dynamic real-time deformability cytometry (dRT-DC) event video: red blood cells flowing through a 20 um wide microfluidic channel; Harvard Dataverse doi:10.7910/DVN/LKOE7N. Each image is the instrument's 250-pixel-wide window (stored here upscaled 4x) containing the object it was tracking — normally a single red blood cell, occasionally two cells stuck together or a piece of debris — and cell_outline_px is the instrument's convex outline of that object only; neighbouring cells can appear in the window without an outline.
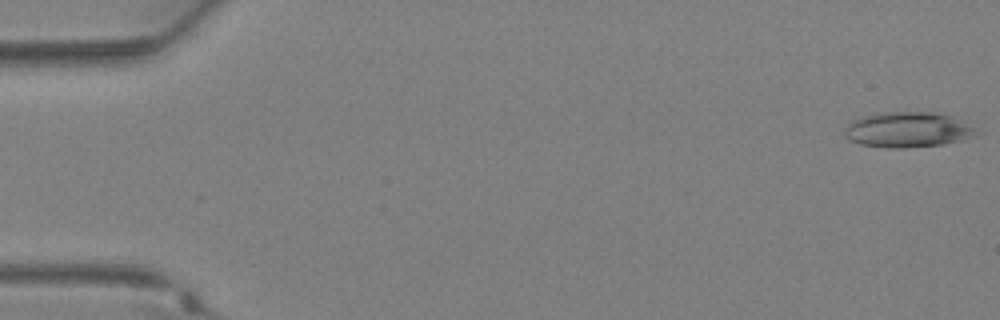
{"species": "Egyptian fruit bat (a non-hibernating species)", "species_latin": "Rousettus aegyptiacus", "temperature_condition": "warm", "stored_images_in_passage": 33, "camera_frame_rate_fps": 3000, "um_per_image_px": 0.085, "animal": {"sex": "female"}, "frame": {"image": 1, "passage_image": 1, "time_ms": 0.0, "image_size_px": [1000, 320], "cell_outline_px": [[984, 132], [960, 140], [944, 144], [904, 148], [888, 148], [860, 144], [848, 140], [844, 136], [844, 128], [852, 120], [864, 116], [880, 112], [936, 112], [952, 116], [964, 120]], "centroid_in_image_um": [77.2, 11.02], "position_along_channel_um": 7.8, "area_um2": 27.63}}
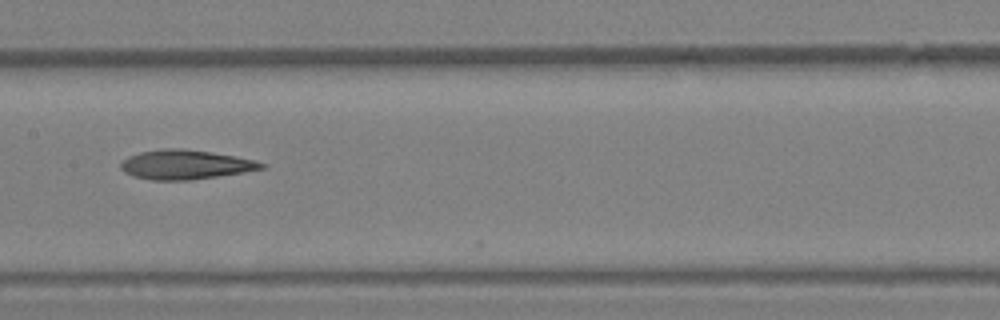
{"frame": {"image": 2, "passage_image": 19, "time_ms": 6.0, "image_size_px": [1000, 320], "cell_outline_px": [[268, 164], [264, 168], [244, 172], [188, 180], [152, 180], [132, 176], [124, 172], [120, 168], [120, 164], [128, 156], [140, 152], [164, 148], [180, 148], [236, 156], [256, 160]], "centroid_in_image_um": [15.75, 13.99], "position_along_channel_um": 191.6, "area_um2": 23.99}}
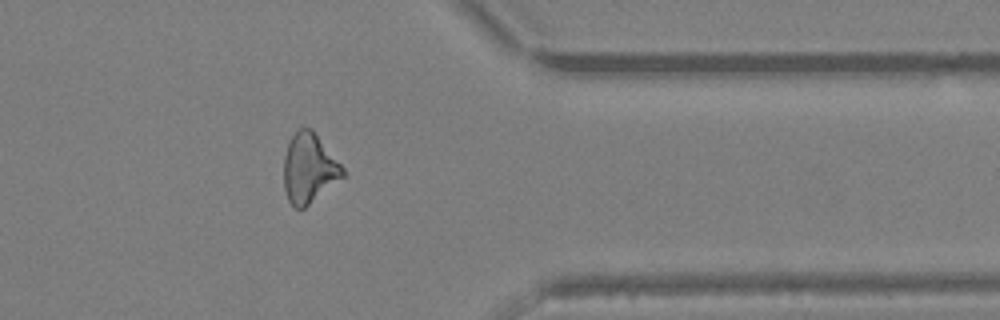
{"frame": {"image": 3, "passage_image": 30, "time_ms": 9.667, "image_size_px": [1000, 320], "cell_outline_px": [[344, 176], [304, 208], [296, 208], [288, 200], [284, 188], [284, 156], [288, 144], [292, 136], [300, 128], [312, 128], [344, 168]], "centroid_in_image_um": [26.26, 14.3], "position_along_channel_um": 385.1, "area_um2": 23.58}}